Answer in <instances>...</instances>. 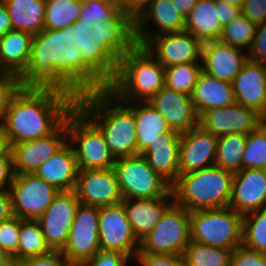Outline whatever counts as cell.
Masks as SVG:
<instances>
[{
    "label": "cell",
    "mask_w": 266,
    "mask_h": 266,
    "mask_svg": "<svg viewBox=\"0 0 266 266\" xmlns=\"http://www.w3.org/2000/svg\"><path fill=\"white\" fill-rule=\"evenodd\" d=\"M80 84L63 74L45 82L25 83L0 121L11 147L53 133L75 108Z\"/></svg>",
    "instance_id": "6da1fadb"
},
{
    "label": "cell",
    "mask_w": 266,
    "mask_h": 266,
    "mask_svg": "<svg viewBox=\"0 0 266 266\" xmlns=\"http://www.w3.org/2000/svg\"><path fill=\"white\" fill-rule=\"evenodd\" d=\"M138 45L135 19L121 10L112 20L94 24L59 60L60 74L79 81H100Z\"/></svg>",
    "instance_id": "7a4b0ae2"
},
{
    "label": "cell",
    "mask_w": 266,
    "mask_h": 266,
    "mask_svg": "<svg viewBox=\"0 0 266 266\" xmlns=\"http://www.w3.org/2000/svg\"><path fill=\"white\" fill-rule=\"evenodd\" d=\"M76 106L99 128L115 159L137 155L134 102H123L100 81H81Z\"/></svg>",
    "instance_id": "3957f363"
},
{
    "label": "cell",
    "mask_w": 266,
    "mask_h": 266,
    "mask_svg": "<svg viewBox=\"0 0 266 266\" xmlns=\"http://www.w3.org/2000/svg\"><path fill=\"white\" fill-rule=\"evenodd\" d=\"M100 82L123 102H148L165 86V68L144 46L137 45Z\"/></svg>",
    "instance_id": "277c9868"
},
{
    "label": "cell",
    "mask_w": 266,
    "mask_h": 266,
    "mask_svg": "<svg viewBox=\"0 0 266 266\" xmlns=\"http://www.w3.org/2000/svg\"><path fill=\"white\" fill-rule=\"evenodd\" d=\"M0 71L18 75L26 83H40L60 74L59 60L34 35L12 30L0 37Z\"/></svg>",
    "instance_id": "5b68a950"
},
{
    "label": "cell",
    "mask_w": 266,
    "mask_h": 266,
    "mask_svg": "<svg viewBox=\"0 0 266 266\" xmlns=\"http://www.w3.org/2000/svg\"><path fill=\"white\" fill-rule=\"evenodd\" d=\"M234 173L217 165L179 175L171 187L175 202L189 212L230 204Z\"/></svg>",
    "instance_id": "8992f818"
},
{
    "label": "cell",
    "mask_w": 266,
    "mask_h": 266,
    "mask_svg": "<svg viewBox=\"0 0 266 266\" xmlns=\"http://www.w3.org/2000/svg\"><path fill=\"white\" fill-rule=\"evenodd\" d=\"M66 125L79 170L114 168L116 159L104 135L77 106L67 115Z\"/></svg>",
    "instance_id": "52a82bcc"
},
{
    "label": "cell",
    "mask_w": 266,
    "mask_h": 266,
    "mask_svg": "<svg viewBox=\"0 0 266 266\" xmlns=\"http://www.w3.org/2000/svg\"><path fill=\"white\" fill-rule=\"evenodd\" d=\"M243 215L232 207L190 212V239L205 245L236 249L242 245Z\"/></svg>",
    "instance_id": "ba28073f"
},
{
    "label": "cell",
    "mask_w": 266,
    "mask_h": 266,
    "mask_svg": "<svg viewBox=\"0 0 266 266\" xmlns=\"http://www.w3.org/2000/svg\"><path fill=\"white\" fill-rule=\"evenodd\" d=\"M190 241V212L174 202L154 229L140 240L138 253L183 255Z\"/></svg>",
    "instance_id": "9c48e42d"
},
{
    "label": "cell",
    "mask_w": 266,
    "mask_h": 266,
    "mask_svg": "<svg viewBox=\"0 0 266 266\" xmlns=\"http://www.w3.org/2000/svg\"><path fill=\"white\" fill-rule=\"evenodd\" d=\"M114 169L123 199L161 198L171 191L142 154L117 158Z\"/></svg>",
    "instance_id": "30bf717a"
},
{
    "label": "cell",
    "mask_w": 266,
    "mask_h": 266,
    "mask_svg": "<svg viewBox=\"0 0 266 266\" xmlns=\"http://www.w3.org/2000/svg\"><path fill=\"white\" fill-rule=\"evenodd\" d=\"M83 0L45 2V46L60 60L76 43V23Z\"/></svg>",
    "instance_id": "8fae6325"
},
{
    "label": "cell",
    "mask_w": 266,
    "mask_h": 266,
    "mask_svg": "<svg viewBox=\"0 0 266 266\" xmlns=\"http://www.w3.org/2000/svg\"><path fill=\"white\" fill-rule=\"evenodd\" d=\"M9 190L13 216L24 220H38L60 192L35 173L14 174Z\"/></svg>",
    "instance_id": "7c38bea8"
},
{
    "label": "cell",
    "mask_w": 266,
    "mask_h": 266,
    "mask_svg": "<svg viewBox=\"0 0 266 266\" xmlns=\"http://www.w3.org/2000/svg\"><path fill=\"white\" fill-rule=\"evenodd\" d=\"M99 207L79 204L65 247L61 250L72 266H80L100 249Z\"/></svg>",
    "instance_id": "4fadbf2b"
},
{
    "label": "cell",
    "mask_w": 266,
    "mask_h": 266,
    "mask_svg": "<svg viewBox=\"0 0 266 266\" xmlns=\"http://www.w3.org/2000/svg\"><path fill=\"white\" fill-rule=\"evenodd\" d=\"M100 248L116 251L135 260L140 241L134 235L123 203L99 207Z\"/></svg>",
    "instance_id": "5bb4252c"
},
{
    "label": "cell",
    "mask_w": 266,
    "mask_h": 266,
    "mask_svg": "<svg viewBox=\"0 0 266 266\" xmlns=\"http://www.w3.org/2000/svg\"><path fill=\"white\" fill-rule=\"evenodd\" d=\"M203 43L188 31L164 33L149 39L143 46L164 67L201 63Z\"/></svg>",
    "instance_id": "9a60e30c"
},
{
    "label": "cell",
    "mask_w": 266,
    "mask_h": 266,
    "mask_svg": "<svg viewBox=\"0 0 266 266\" xmlns=\"http://www.w3.org/2000/svg\"><path fill=\"white\" fill-rule=\"evenodd\" d=\"M79 204L74 190L60 191L38 219L51 250L61 251L65 247Z\"/></svg>",
    "instance_id": "2e32d148"
},
{
    "label": "cell",
    "mask_w": 266,
    "mask_h": 266,
    "mask_svg": "<svg viewBox=\"0 0 266 266\" xmlns=\"http://www.w3.org/2000/svg\"><path fill=\"white\" fill-rule=\"evenodd\" d=\"M74 191L80 204L89 206L115 205L123 200L114 168L79 170Z\"/></svg>",
    "instance_id": "e0dca14e"
},
{
    "label": "cell",
    "mask_w": 266,
    "mask_h": 266,
    "mask_svg": "<svg viewBox=\"0 0 266 266\" xmlns=\"http://www.w3.org/2000/svg\"><path fill=\"white\" fill-rule=\"evenodd\" d=\"M260 124L262 116L259 113L237 102L207 110L199 117V125L217 137L234 133L248 135Z\"/></svg>",
    "instance_id": "ac0fdd59"
},
{
    "label": "cell",
    "mask_w": 266,
    "mask_h": 266,
    "mask_svg": "<svg viewBox=\"0 0 266 266\" xmlns=\"http://www.w3.org/2000/svg\"><path fill=\"white\" fill-rule=\"evenodd\" d=\"M68 142L66 119L51 134L12 146L14 174L35 173L39 166Z\"/></svg>",
    "instance_id": "d6986e66"
},
{
    "label": "cell",
    "mask_w": 266,
    "mask_h": 266,
    "mask_svg": "<svg viewBox=\"0 0 266 266\" xmlns=\"http://www.w3.org/2000/svg\"><path fill=\"white\" fill-rule=\"evenodd\" d=\"M135 22L136 38L141 46L154 36L185 30V18L171 0H153Z\"/></svg>",
    "instance_id": "ffe728a7"
},
{
    "label": "cell",
    "mask_w": 266,
    "mask_h": 266,
    "mask_svg": "<svg viewBox=\"0 0 266 266\" xmlns=\"http://www.w3.org/2000/svg\"><path fill=\"white\" fill-rule=\"evenodd\" d=\"M218 137L199 124L180 135L179 174L215 165Z\"/></svg>",
    "instance_id": "44dd1931"
},
{
    "label": "cell",
    "mask_w": 266,
    "mask_h": 266,
    "mask_svg": "<svg viewBox=\"0 0 266 266\" xmlns=\"http://www.w3.org/2000/svg\"><path fill=\"white\" fill-rule=\"evenodd\" d=\"M148 103L166 119L171 130L180 134L199 124V117L190 95L164 86Z\"/></svg>",
    "instance_id": "7402d4cb"
},
{
    "label": "cell",
    "mask_w": 266,
    "mask_h": 266,
    "mask_svg": "<svg viewBox=\"0 0 266 266\" xmlns=\"http://www.w3.org/2000/svg\"><path fill=\"white\" fill-rule=\"evenodd\" d=\"M229 207L241 215L266 208L265 169H241L234 173Z\"/></svg>",
    "instance_id": "603a6c76"
},
{
    "label": "cell",
    "mask_w": 266,
    "mask_h": 266,
    "mask_svg": "<svg viewBox=\"0 0 266 266\" xmlns=\"http://www.w3.org/2000/svg\"><path fill=\"white\" fill-rule=\"evenodd\" d=\"M248 59L245 50L219 40L204 42L202 45V70L219 80L232 83Z\"/></svg>",
    "instance_id": "cb8c5ba5"
},
{
    "label": "cell",
    "mask_w": 266,
    "mask_h": 266,
    "mask_svg": "<svg viewBox=\"0 0 266 266\" xmlns=\"http://www.w3.org/2000/svg\"><path fill=\"white\" fill-rule=\"evenodd\" d=\"M235 102L266 113V65L248 59L232 82Z\"/></svg>",
    "instance_id": "d4e9b609"
},
{
    "label": "cell",
    "mask_w": 266,
    "mask_h": 266,
    "mask_svg": "<svg viewBox=\"0 0 266 266\" xmlns=\"http://www.w3.org/2000/svg\"><path fill=\"white\" fill-rule=\"evenodd\" d=\"M180 133L160 134L141 154L150 167L171 187L179 178Z\"/></svg>",
    "instance_id": "484cf974"
},
{
    "label": "cell",
    "mask_w": 266,
    "mask_h": 266,
    "mask_svg": "<svg viewBox=\"0 0 266 266\" xmlns=\"http://www.w3.org/2000/svg\"><path fill=\"white\" fill-rule=\"evenodd\" d=\"M174 202L175 196L172 190L161 198L122 200L127 219L131 224L134 235L139 241L154 229L158 221Z\"/></svg>",
    "instance_id": "4316f807"
},
{
    "label": "cell",
    "mask_w": 266,
    "mask_h": 266,
    "mask_svg": "<svg viewBox=\"0 0 266 266\" xmlns=\"http://www.w3.org/2000/svg\"><path fill=\"white\" fill-rule=\"evenodd\" d=\"M78 171L74 150L67 142L57 153L45 160L35 174L58 191H72Z\"/></svg>",
    "instance_id": "83f0119b"
},
{
    "label": "cell",
    "mask_w": 266,
    "mask_h": 266,
    "mask_svg": "<svg viewBox=\"0 0 266 266\" xmlns=\"http://www.w3.org/2000/svg\"><path fill=\"white\" fill-rule=\"evenodd\" d=\"M191 98L198 117L207 110L226 107L235 102L232 83L219 80L203 70Z\"/></svg>",
    "instance_id": "f1b7e54d"
},
{
    "label": "cell",
    "mask_w": 266,
    "mask_h": 266,
    "mask_svg": "<svg viewBox=\"0 0 266 266\" xmlns=\"http://www.w3.org/2000/svg\"><path fill=\"white\" fill-rule=\"evenodd\" d=\"M13 30L34 35L45 45V2L42 0H4Z\"/></svg>",
    "instance_id": "f546056e"
},
{
    "label": "cell",
    "mask_w": 266,
    "mask_h": 266,
    "mask_svg": "<svg viewBox=\"0 0 266 266\" xmlns=\"http://www.w3.org/2000/svg\"><path fill=\"white\" fill-rule=\"evenodd\" d=\"M222 29L216 0H198L185 18V31L202 43L218 40Z\"/></svg>",
    "instance_id": "4dcf8cb0"
},
{
    "label": "cell",
    "mask_w": 266,
    "mask_h": 266,
    "mask_svg": "<svg viewBox=\"0 0 266 266\" xmlns=\"http://www.w3.org/2000/svg\"><path fill=\"white\" fill-rule=\"evenodd\" d=\"M134 118L137 134V155L145 151L152 142L171 130L166 119L148 102H134Z\"/></svg>",
    "instance_id": "1f68e13d"
},
{
    "label": "cell",
    "mask_w": 266,
    "mask_h": 266,
    "mask_svg": "<svg viewBox=\"0 0 266 266\" xmlns=\"http://www.w3.org/2000/svg\"><path fill=\"white\" fill-rule=\"evenodd\" d=\"M121 10L120 0H83L76 23V42L94 24L112 20Z\"/></svg>",
    "instance_id": "d6a6232c"
},
{
    "label": "cell",
    "mask_w": 266,
    "mask_h": 266,
    "mask_svg": "<svg viewBox=\"0 0 266 266\" xmlns=\"http://www.w3.org/2000/svg\"><path fill=\"white\" fill-rule=\"evenodd\" d=\"M246 134H229L218 137L215 165L232 173L242 169L246 147Z\"/></svg>",
    "instance_id": "836d02e7"
},
{
    "label": "cell",
    "mask_w": 266,
    "mask_h": 266,
    "mask_svg": "<svg viewBox=\"0 0 266 266\" xmlns=\"http://www.w3.org/2000/svg\"><path fill=\"white\" fill-rule=\"evenodd\" d=\"M233 250L190 241L183 257L186 266H230Z\"/></svg>",
    "instance_id": "e575fe53"
},
{
    "label": "cell",
    "mask_w": 266,
    "mask_h": 266,
    "mask_svg": "<svg viewBox=\"0 0 266 266\" xmlns=\"http://www.w3.org/2000/svg\"><path fill=\"white\" fill-rule=\"evenodd\" d=\"M51 251L38 220L20 219L18 259L22 262Z\"/></svg>",
    "instance_id": "d590c367"
},
{
    "label": "cell",
    "mask_w": 266,
    "mask_h": 266,
    "mask_svg": "<svg viewBox=\"0 0 266 266\" xmlns=\"http://www.w3.org/2000/svg\"><path fill=\"white\" fill-rule=\"evenodd\" d=\"M242 245L266 254V208L243 215Z\"/></svg>",
    "instance_id": "8d00e7d4"
},
{
    "label": "cell",
    "mask_w": 266,
    "mask_h": 266,
    "mask_svg": "<svg viewBox=\"0 0 266 266\" xmlns=\"http://www.w3.org/2000/svg\"><path fill=\"white\" fill-rule=\"evenodd\" d=\"M201 71V63L168 66L165 68V86L191 96Z\"/></svg>",
    "instance_id": "74e56055"
},
{
    "label": "cell",
    "mask_w": 266,
    "mask_h": 266,
    "mask_svg": "<svg viewBox=\"0 0 266 266\" xmlns=\"http://www.w3.org/2000/svg\"><path fill=\"white\" fill-rule=\"evenodd\" d=\"M256 32V25L243 15L224 26L219 41L249 51Z\"/></svg>",
    "instance_id": "f35d334b"
},
{
    "label": "cell",
    "mask_w": 266,
    "mask_h": 266,
    "mask_svg": "<svg viewBox=\"0 0 266 266\" xmlns=\"http://www.w3.org/2000/svg\"><path fill=\"white\" fill-rule=\"evenodd\" d=\"M242 169L266 170V126L263 123L247 135Z\"/></svg>",
    "instance_id": "ab89813d"
},
{
    "label": "cell",
    "mask_w": 266,
    "mask_h": 266,
    "mask_svg": "<svg viewBox=\"0 0 266 266\" xmlns=\"http://www.w3.org/2000/svg\"><path fill=\"white\" fill-rule=\"evenodd\" d=\"M20 218L12 216L0 222V246L9 256L18 258Z\"/></svg>",
    "instance_id": "60d3db41"
},
{
    "label": "cell",
    "mask_w": 266,
    "mask_h": 266,
    "mask_svg": "<svg viewBox=\"0 0 266 266\" xmlns=\"http://www.w3.org/2000/svg\"><path fill=\"white\" fill-rule=\"evenodd\" d=\"M25 83L14 73L0 71V121L3 119L12 97Z\"/></svg>",
    "instance_id": "b9f144b4"
},
{
    "label": "cell",
    "mask_w": 266,
    "mask_h": 266,
    "mask_svg": "<svg viewBox=\"0 0 266 266\" xmlns=\"http://www.w3.org/2000/svg\"><path fill=\"white\" fill-rule=\"evenodd\" d=\"M135 266H186L183 255L163 253H137Z\"/></svg>",
    "instance_id": "7bdbcfd3"
},
{
    "label": "cell",
    "mask_w": 266,
    "mask_h": 266,
    "mask_svg": "<svg viewBox=\"0 0 266 266\" xmlns=\"http://www.w3.org/2000/svg\"><path fill=\"white\" fill-rule=\"evenodd\" d=\"M134 260L116 251L99 249L95 256L85 260L80 266H132Z\"/></svg>",
    "instance_id": "ee69618b"
},
{
    "label": "cell",
    "mask_w": 266,
    "mask_h": 266,
    "mask_svg": "<svg viewBox=\"0 0 266 266\" xmlns=\"http://www.w3.org/2000/svg\"><path fill=\"white\" fill-rule=\"evenodd\" d=\"M230 266H266V254L240 245L232 252Z\"/></svg>",
    "instance_id": "f6af8a7d"
},
{
    "label": "cell",
    "mask_w": 266,
    "mask_h": 266,
    "mask_svg": "<svg viewBox=\"0 0 266 266\" xmlns=\"http://www.w3.org/2000/svg\"><path fill=\"white\" fill-rule=\"evenodd\" d=\"M247 53L250 60L266 65V22L256 26L255 36Z\"/></svg>",
    "instance_id": "bcb514c9"
},
{
    "label": "cell",
    "mask_w": 266,
    "mask_h": 266,
    "mask_svg": "<svg viewBox=\"0 0 266 266\" xmlns=\"http://www.w3.org/2000/svg\"><path fill=\"white\" fill-rule=\"evenodd\" d=\"M241 14L256 26L263 24L266 22V0H245Z\"/></svg>",
    "instance_id": "7dc6e473"
},
{
    "label": "cell",
    "mask_w": 266,
    "mask_h": 266,
    "mask_svg": "<svg viewBox=\"0 0 266 266\" xmlns=\"http://www.w3.org/2000/svg\"><path fill=\"white\" fill-rule=\"evenodd\" d=\"M24 266H72L60 250H51L45 254L28 258Z\"/></svg>",
    "instance_id": "c3c4849f"
},
{
    "label": "cell",
    "mask_w": 266,
    "mask_h": 266,
    "mask_svg": "<svg viewBox=\"0 0 266 266\" xmlns=\"http://www.w3.org/2000/svg\"><path fill=\"white\" fill-rule=\"evenodd\" d=\"M13 177V157H0V189L9 190Z\"/></svg>",
    "instance_id": "681fc988"
},
{
    "label": "cell",
    "mask_w": 266,
    "mask_h": 266,
    "mask_svg": "<svg viewBox=\"0 0 266 266\" xmlns=\"http://www.w3.org/2000/svg\"><path fill=\"white\" fill-rule=\"evenodd\" d=\"M216 5L217 9H219V21L223 27L242 15L241 8L229 5L222 1H216Z\"/></svg>",
    "instance_id": "f907efd6"
},
{
    "label": "cell",
    "mask_w": 266,
    "mask_h": 266,
    "mask_svg": "<svg viewBox=\"0 0 266 266\" xmlns=\"http://www.w3.org/2000/svg\"><path fill=\"white\" fill-rule=\"evenodd\" d=\"M153 0H120L121 8L135 20L149 6Z\"/></svg>",
    "instance_id": "816d5d0a"
},
{
    "label": "cell",
    "mask_w": 266,
    "mask_h": 266,
    "mask_svg": "<svg viewBox=\"0 0 266 266\" xmlns=\"http://www.w3.org/2000/svg\"><path fill=\"white\" fill-rule=\"evenodd\" d=\"M13 216L10 190L0 189V222Z\"/></svg>",
    "instance_id": "f5cc1de1"
},
{
    "label": "cell",
    "mask_w": 266,
    "mask_h": 266,
    "mask_svg": "<svg viewBox=\"0 0 266 266\" xmlns=\"http://www.w3.org/2000/svg\"><path fill=\"white\" fill-rule=\"evenodd\" d=\"M13 30L11 18L4 2L0 3V37Z\"/></svg>",
    "instance_id": "db71d44e"
},
{
    "label": "cell",
    "mask_w": 266,
    "mask_h": 266,
    "mask_svg": "<svg viewBox=\"0 0 266 266\" xmlns=\"http://www.w3.org/2000/svg\"><path fill=\"white\" fill-rule=\"evenodd\" d=\"M177 11L186 18L198 0H171Z\"/></svg>",
    "instance_id": "11a10c76"
},
{
    "label": "cell",
    "mask_w": 266,
    "mask_h": 266,
    "mask_svg": "<svg viewBox=\"0 0 266 266\" xmlns=\"http://www.w3.org/2000/svg\"><path fill=\"white\" fill-rule=\"evenodd\" d=\"M12 147L8 136L0 123V157H12Z\"/></svg>",
    "instance_id": "9f6ffc18"
},
{
    "label": "cell",
    "mask_w": 266,
    "mask_h": 266,
    "mask_svg": "<svg viewBox=\"0 0 266 266\" xmlns=\"http://www.w3.org/2000/svg\"><path fill=\"white\" fill-rule=\"evenodd\" d=\"M23 262L15 256H9L3 262L0 263V266H22Z\"/></svg>",
    "instance_id": "6f0895ef"
},
{
    "label": "cell",
    "mask_w": 266,
    "mask_h": 266,
    "mask_svg": "<svg viewBox=\"0 0 266 266\" xmlns=\"http://www.w3.org/2000/svg\"><path fill=\"white\" fill-rule=\"evenodd\" d=\"M216 1H222L229 5H233L235 7L241 8L245 0H216Z\"/></svg>",
    "instance_id": "680465c9"
},
{
    "label": "cell",
    "mask_w": 266,
    "mask_h": 266,
    "mask_svg": "<svg viewBox=\"0 0 266 266\" xmlns=\"http://www.w3.org/2000/svg\"><path fill=\"white\" fill-rule=\"evenodd\" d=\"M8 257H9V255L0 246V263L3 262Z\"/></svg>",
    "instance_id": "91938a15"
},
{
    "label": "cell",
    "mask_w": 266,
    "mask_h": 266,
    "mask_svg": "<svg viewBox=\"0 0 266 266\" xmlns=\"http://www.w3.org/2000/svg\"><path fill=\"white\" fill-rule=\"evenodd\" d=\"M262 123L266 126V113L262 116Z\"/></svg>",
    "instance_id": "94428289"
}]
</instances>
